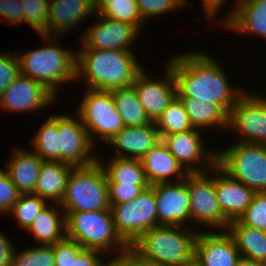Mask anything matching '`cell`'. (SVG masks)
<instances>
[{"instance_id":"cell-1","label":"cell","mask_w":266,"mask_h":266,"mask_svg":"<svg viewBox=\"0 0 266 266\" xmlns=\"http://www.w3.org/2000/svg\"><path fill=\"white\" fill-rule=\"evenodd\" d=\"M167 64L176 83L177 97H193L201 103L221 105L230 113L246 92L241 88H232L224 67L203 51L173 55Z\"/></svg>"},{"instance_id":"cell-2","label":"cell","mask_w":266,"mask_h":266,"mask_svg":"<svg viewBox=\"0 0 266 266\" xmlns=\"http://www.w3.org/2000/svg\"><path fill=\"white\" fill-rule=\"evenodd\" d=\"M132 51L77 50L76 79L92 90L110 91L131 86L144 69ZM86 82V83H85Z\"/></svg>"},{"instance_id":"cell-3","label":"cell","mask_w":266,"mask_h":266,"mask_svg":"<svg viewBox=\"0 0 266 266\" xmlns=\"http://www.w3.org/2000/svg\"><path fill=\"white\" fill-rule=\"evenodd\" d=\"M187 227V228H186ZM188 226L159 225L142 234L131 246L136 260L156 266H186L194 258L198 231Z\"/></svg>"},{"instance_id":"cell-4","label":"cell","mask_w":266,"mask_h":266,"mask_svg":"<svg viewBox=\"0 0 266 266\" xmlns=\"http://www.w3.org/2000/svg\"><path fill=\"white\" fill-rule=\"evenodd\" d=\"M43 47L18 54L21 75L42 83L56 97L58 86L70 81L76 82L77 52L59 47L60 36L41 34ZM58 42V43H56ZM57 44V45H56Z\"/></svg>"},{"instance_id":"cell-5","label":"cell","mask_w":266,"mask_h":266,"mask_svg":"<svg viewBox=\"0 0 266 266\" xmlns=\"http://www.w3.org/2000/svg\"><path fill=\"white\" fill-rule=\"evenodd\" d=\"M66 221V237L76 241L84 249H94L114 256L130 252V246L118 234L110 209L92 212H63ZM119 248V249H118ZM116 249L115 251H113ZM118 249V251H117ZM120 250V251H119Z\"/></svg>"},{"instance_id":"cell-6","label":"cell","mask_w":266,"mask_h":266,"mask_svg":"<svg viewBox=\"0 0 266 266\" xmlns=\"http://www.w3.org/2000/svg\"><path fill=\"white\" fill-rule=\"evenodd\" d=\"M59 205L63 212L110 209L106 172L99 161L71 170Z\"/></svg>"},{"instance_id":"cell-7","label":"cell","mask_w":266,"mask_h":266,"mask_svg":"<svg viewBox=\"0 0 266 266\" xmlns=\"http://www.w3.org/2000/svg\"><path fill=\"white\" fill-rule=\"evenodd\" d=\"M217 165L255 192H266V144L235 142L217 151Z\"/></svg>"},{"instance_id":"cell-8","label":"cell","mask_w":266,"mask_h":266,"mask_svg":"<svg viewBox=\"0 0 266 266\" xmlns=\"http://www.w3.org/2000/svg\"><path fill=\"white\" fill-rule=\"evenodd\" d=\"M77 114L88 130L89 137L95 145L96 138L107 143L124 127V122L116 109L111 91L85 89ZM96 136V137H95Z\"/></svg>"},{"instance_id":"cell-9","label":"cell","mask_w":266,"mask_h":266,"mask_svg":"<svg viewBox=\"0 0 266 266\" xmlns=\"http://www.w3.org/2000/svg\"><path fill=\"white\" fill-rule=\"evenodd\" d=\"M110 211L118 234L129 246L157 226L156 197L150 186L130 202L110 204Z\"/></svg>"},{"instance_id":"cell-10","label":"cell","mask_w":266,"mask_h":266,"mask_svg":"<svg viewBox=\"0 0 266 266\" xmlns=\"http://www.w3.org/2000/svg\"><path fill=\"white\" fill-rule=\"evenodd\" d=\"M185 182L190 197V221L207 226V230L209 226L212 228L209 231H214V228L216 231H226L230 222L224 217L218 205L215 166L209 171L188 173Z\"/></svg>"},{"instance_id":"cell-11","label":"cell","mask_w":266,"mask_h":266,"mask_svg":"<svg viewBox=\"0 0 266 266\" xmlns=\"http://www.w3.org/2000/svg\"><path fill=\"white\" fill-rule=\"evenodd\" d=\"M75 117L77 119L68 113L57 114L59 161L74 167H85L96 163L99 158L92 156L95 146L79 115L75 114Z\"/></svg>"},{"instance_id":"cell-12","label":"cell","mask_w":266,"mask_h":266,"mask_svg":"<svg viewBox=\"0 0 266 266\" xmlns=\"http://www.w3.org/2000/svg\"><path fill=\"white\" fill-rule=\"evenodd\" d=\"M247 91L231 108L228 130L240 134L238 142L266 144V97Z\"/></svg>"},{"instance_id":"cell-13","label":"cell","mask_w":266,"mask_h":266,"mask_svg":"<svg viewBox=\"0 0 266 266\" xmlns=\"http://www.w3.org/2000/svg\"><path fill=\"white\" fill-rule=\"evenodd\" d=\"M201 132L203 131L193 128L161 139L188 173L209 171L217 164V150L211 152L205 149Z\"/></svg>"},{"instance_id":"cell-14","label":"cell","mask_w":266,"mask_h":266,"mask_svg":"<svg viewBox=\"0 0 266 266\" xmlns=\"http://www.w3.org/2000/svg\"><path fill=\"white\" fill-rule=\"evenodd\" d=\"M96 17H99V20L82 35L81 49L133 51L130 47L138 39L140 31L136 26L106 18L101 14H96Z\"/></svg>"},{"instance_id":"cell-15","label":"cell","mask_w":266,"mask_h":266,"mask_svg":"<svg viewBox=\"0 0 266 266\" xmlns=\"http://www.w3.org/2000/svg\"><path fill=\"white\" fill-rule=\"evenodd\" d=\"M157 204V226L185 227L190 222V197L185 179L150 186Z\"/></svg>"},{"instance_id":"cell-16","label":"cell","mask_w":266,"mask_h":266,"mask_svg":"<svg viewBox=\"0 0 266 266\" xmlns=\"http://www.w3.org/2000/svg\"><path fill=\"white\" fill-rule=\"evenodd\" d=\"M166 65V71L163 73L165 76L162 79H153L150 74H147L148 71L143 69L132 84L147 117L152 122L158 120L177 96L176 83L172 71L170 66Z\"/></svg>"},{"instance_id":"cell-17","label":"cell","mask_w":266,"mask_h":266,"mask_svg":"<svg viewBox=\"0 0 266 266\" xmlns=\"http://www.w3.org/2000/svg\"><path fill=\"white\" fill-rule=\"evenodd\" d=\"M55 99L56 96L42 83L20 75L3 92L0 111L14 113L37 111L47 108L56 101Z\"/></svg>"},{"instance_id":"cell-18","label":"cell","mask_w":266,"mask_h":266,"mask_svg":"<svg viewBox=\"0 0 266 266\" xmlns=\"http://www.w3.org/2000/svg\"><path fill=\"white\" fill-rule=\"evenodd\" d=\"M202 230V231H201ZM199 230L194 246V258L201 266H235L240 253L233 237L226 231Z\"/></svg>"},{"instance_id":"cell-19","label":"cell","mask_w":266,"mask_h":266,"mask_svg":"<svg viewBox=\"0 0 266 266\" xmlns=\"http://www.w3.org/2000/svg\"><path fill=\"white\" fill-rule=\"evenodd\" d=\"M48 10V26L42 33L47 36H64L97 14L95 0H49Z\"/></svg>"},{"instance_id":"cell-20","label":"cell","mask_w":266,"mask_h":266,"mask_svg":"<svg viewBox=\"0 0 266 266\" xmlns=\"http://www.w3.org/2000/svg\"><path fill=\"white\" fill-rule=\"evenodd\" d=\"M215 191L219 208L229 222L239 219L256 193L253 189L231 178L217 164L215 165Z\"/></svg>"},{"instance_id":"cell-21","label":"cell","mask_w":266,"mask_h":266,"mask_svg":"<svg viewBox=\"0 0 266 266\" xmlns=\"http://www.w3.org/2000/svg\"><path fill=\"white\" fill-rule=\"evenodd\" d=\"M161 140L155 122L135 127H124L107 143L116 147L112 157L141 160Z\"/></svg>"},{"instance_id":"cell-22","label":"cell","mask_w":266,"mask_h":266,"mask_svg":"<svg viewBox=\"0 0 266 266\" xmlns=\"http://www.w3.org/2000/svg\"><path fill=\"white\" fill-rule=\"evenodd\" d=\"M235 8L223 17L224 28L258 36L266 40V0H238Z\"/></svg>"},{"instance_id":"cell-23","label":"cell","mask_w":266,"mask_h":266,"mask_svg":"<svg viewBox=\"0 0 266 266\" xmlns=\"http://www.w3.org/2000/svg\"><path fill=\"white\" fill-rule=\"evenodd\" d=\"M141 162L150 186L158 183L181 181L188 174L162 140L143 156ZM170 179H175V181Z\"/></svg>"},{"instance_id":"cell-24","label":"cell","mask_w":266,"mask_h":266,"mask_svg":"<svg viewBox=\"0 0 266 266\" xmlns=\"http://www.w3.org/2000/svg\"><path fill=\"white\" fill-rule=\"evenodd\" d=\"M43 162L34 151L16 148L10 159L5 162V170L17 189L22 194H29L34 192Z\"/></svg>"},{"instance_id":"cell-25","label":"cell","mask_w":266,"mask_h":266,"mask_svg":"<svg viewBox=\"0 0 266 266\" xmlns=\"http://www.w3.org/2000/svg\"><path fill=\"white\" fill-rule=\"evenodd\" d=\"M74 166L61 161H44L32 194L48 202L60 203L65 193L67 179Z\"/></svg>"},{"instance_id":"cell-26","label":"cell","mask_w":266,"mask_h":266,"mask_svg":"<svg viewBox=\"0 0 266 266\" xmlns=\"http://www.w3.org/2000/svg\"><path fill=\"white\" fill-rule=\"evenodd\" d=\"M53 205L51 207L48 204L41 210L32 224L26 229L33 235L39 245H54L66 237L65 214L59 211L63 209L59 203H53ZM59 207L61 209H58Z\"/></svg>"},{"instance_id":"cell-27","label":"cell","mask_w":266,"mask_h":266,"mask_svg":"<svg viewBox=\"0 0 266 266\" xmlns=\"http://www.w3.org/2000/svg\"><path fill=\"white\" fill-rule=\"evenodd\" d=\"M227 232L233 237L240 256L257 263L266 262V231L231 221Z\"/></svg>"},{"instance_id":"cell-28","label":"cell","mask_w":266,"mask_h":266,"mask_svg":"<svg viewBox=\"0 0 266 266\" xmlns=\"http://www.w3.org/2000/svg\"><path fill=\"white\" fill-rule=\"evenodd\" d=\"M178 98L182 101L193 128L209 130L217 126L216 128L228 129L229 113L221 105L201 103L193 97Z\"/></svg>"},{"instance_id":"cell-29","label":"cell","mask_w":266,"mask_h":266,"mask_svg":"<svg viewBox=\"0 0 266 266\" xmlns=\"http://www.w3.org/2000/svg\"><path fill=\"white\" fill-rule=\"evenodd\" d=\"M98 161L106 172L107 183L150 186L141 160L111 157L108 163L102 159H98Z\"/></svg>"},{"instance_id":"cell-30","label":"cell","mask_w":266,"mask_h":266,"mask_svg":"<svg viewBox=\"0 0 266 266\" xmlns=\"http://www.w3.org/2000/svg\"><path fill=\"white\" fill-rule=\"evenodd\" d=\"M110 91L126 127L142 126L151 122L133 85Z\"/></svg>"},{"instance_id":"cell-31","label":"cell","mask_w":266,"mask_h":266,"mask_svg":"<svg viewBox=\"0 0 266 266\" xmlns=\"http://www.w3.org/2000/svg\"><path fill=\"white\" fill-rule=\"evenodd\" d=\"M97 14L136 26L139 30L144 21L136 0H95Z\"/></svg>"},{"instance_id":"cell-32","label":"cell","mask_w":266,"mask_h":266,"mask_svg":"<svg viewBox=\"0 0 266 266\" xmlns=\"http://www.w3.org/2000/svg\"><path fill=\"white\" fill-rule=\"evenodd\" d=\"M32 138L33 150L44 161H59V134L57 114L51 115L43 122Z\"/></svg>"},{"instance_id":"cell-33","label":"cell","mask_w":266,"mask_h":266,"mask_svg":"<svg viewBox=\"0 0 266 266\" xmlns=\"http://www.w3.org/2000/svg\"><path fill=\"white\" fill-rule=\"evenodd\" d=\"M160 138L193 129L182 101L176 96L155 122Z\"/></svg>"},{"instance_id":"cell-34","label":"cell","mask_w":266,"mask_h":266,"mask_svg":"<svg viewBox=\"0 0 266 266\" xmlns=\"http://www.w3.org/2000/svg\"><path fill=\"white\" fill-rule=\"evenodd\" d=\"M48 203L46 199L38 195L32 193L21 194L19 200L8 214L14 216L18 227L26 230L32 224L38 213L43 210Z\"/></svg>"},{"instance_id":"cell-35","label":"cell","mask_w":266,"mask_h":266,"mask_svg":"<svg viewBox=\"0 0 266 266\" xmlns=\"http://www.w3.org/2000/svg\"><path fill=\"white\" fill-rule=\"evenodd\" d=\"M13 252L11 266H55L54 245H39ZM16 252V253H15Z\"/></svg>"},{"instance_id":"cell-36","label":"cell","mask_w":266,"mask_h":266,"mask_svg":"<svg viewBox=\"0 0 266 266\" xmlns=\"http://www.w3.org/2000/svg\"><path fill=\"white\" fill-rule=\"evenodd\" d=\"M25 13V24L40 35L48 26L49 0H19Z\"/></svg>"},{"instance_id":"cell-37","label":"cell","mask_w":266,"mask_h":266,"mask_svg":"<svg viewBox=\"0 0 266 266\" xmlns=\"http://www.w3.org/2000/svg\"><path fill=\"white\" fill-rule=\"evenodd\" d=\"M238 221L248 227L266 231V192H256Z\"/></svg>"},{"instance_id":"cell-38","label":"cell","mask_w":266,"mask_h":266,"mask_svg":"<svg viewBox=\"0 0 266 266\" xmlns=\"http://www.w3.org/2000/svg\"><path fill=\"white\" fill-rule=\"evenodd\" d=\"M143 21L154 16L176 11L178 8L186 6L188 0H136Z\"/></svg>"},{"instance_id":"cell-39","label":"cell","mask_w":266,"mask_h":266,"mask_svg":"<svg viewBox=\"0 0 266 266\" xmlns=\"http://www.w3.org/2000/svg\"><path fill=\"white\" fill-rule=\"evenodd\" d=\"M21 75L17 53H0V100L5 89Z\"/></svg>"},{"instance_id":"cell-40","label":"cell","mask_w":266,"mask_h":266,"mask_svg":"<svg viewBox=\"0 0 266 266\" xmlns=\"http://www.w3.org/2000/svg\"><path fill=\"white\" fill-rule=\"evenodd\" d=\"M22 193L5 169H0V213L8 214Z\"/></svg>"},{"instance_id":"cell-41","label":"cell","mask_w":266,"mask_h":266,"mask_svg":"<svg viewBox=\"0 0 266 266\" xmlns=\"http://www.w3.org/2000/svg\"><path fill=\"white\" fill-rule=\"evenodd\" d=\"M83 250L76 241L65 237L54 244L55 266H72L73 256H78Z\"/></svg>"},{"instance_id":"cell-42","label":"cell","mask_w":266,"mask_h":266,"mask_svg":"<svg viewBox=\"0 0 266 266\" xmlns=\"http://www.w3.org/2000/svg\"><path fill=\"white\" fill-rule=\"evenodd\" d=\"M110 204L126 203L134 200L149 186H136L119 183H107Z\"/></svg>"},{"instance_id":"cell-43","label":"cell","mask_w":266,"mask_h":266,"mask_svg":"<svg viewBox=\"0 0 266 266\" xmlns=\"http://www.w3.org/2000/svg\"><path fill=\"white\" fill-rule=\"evenodd\" d=\"M0 17L6 20V25L25 23L24 9L19 0H0Z\"/></svg>"},{"instance_id":"cell-44","label":"cell","mask_w":266,"mask_h":266,"mask_svg":"<svg viewBox=\"0 0 266 266\" xmlns=\"http://www.w3.org/2000/svg\"><path fill=\"white\" fill-rule=\"evenodd\" d=\"M104 253L94 249H84L78 256H73L72 266H101Z\"/></svg>"},{"instance_id":"cell-45","label":"cell","mask_w":266,"mask_h":266,"mask_svg":"<svg viewBox=\"0 0 266 266\" xmlns=\"http://www.w3.org/2000/svg\"><path fill=\"white\" fill-rule=\"evenodd\" d=\"M8 236L0 232V266H11L13 252L15 246H13Z\"/></svg>"},{"instance_id":"cell-46","label":"cell","mask_w":266,"mask_h":266,"mask_svg":"<svg viewBox=\"0 0 266 266\" xmlns=\"http://www.w3.org/2000/svg\"><path fill=\"white\" fill-rule=\"evenodd\" d=\"M227 0H202L203 11L206 13V17L208 19L215 18L214 16L220 12V8H223Z\"/></svg>"},{"instance_id":"cell-47","label":"cell","mask_w":266,"mask_h":266,"mask_svg":"<svg viewBox=\"0 0 266 266\" xmlns=\"http://www.w3.org/2000/svg\"><path fill=\"white\" fill-rule=\"evenodd\" d=\"M101 266H134V256L128 252L124 255L114 256L109 261H103Z\"/></svg>"},{"instance_id":"cell-48","label":"cell","mask_w":266,"mask_h":266,"mask_svg":"<svg viewBox=\"0 0 266 266\" xmlns=\"http://www.w3.org/2000/svg\"><path fill=\"white\" fill-rule=\"evenodd\" d=\"M235 266H263V264L240 257Z\"/></svg>"},{"instance_id":"cell-49","label":"cell","mask_w":266,"mask_h":266,"mask_svg":"<svg viewBox=\"0 0 266 266\" xmlns=\"http://www.w3.org/2000/svg\"><path fill=\"white\" fill-rule=\"evenodd\" d=\"M134 266H156V265H151V264L136 260L134 258Z\"/></svg>"},{"instance_id":"cell-50","label":"cell","mask_w":266,"mask_h":266,"mask_svg":"<svg viewBox=\"0 0 266 266\" xmlns=\"http://www.w3.org/2000/svg\"><path fill=\"white\" fill-rule=\"evenodd\" d=\"M186 266H201L195 258H193Z\"/></svg>"}]
</instances>
